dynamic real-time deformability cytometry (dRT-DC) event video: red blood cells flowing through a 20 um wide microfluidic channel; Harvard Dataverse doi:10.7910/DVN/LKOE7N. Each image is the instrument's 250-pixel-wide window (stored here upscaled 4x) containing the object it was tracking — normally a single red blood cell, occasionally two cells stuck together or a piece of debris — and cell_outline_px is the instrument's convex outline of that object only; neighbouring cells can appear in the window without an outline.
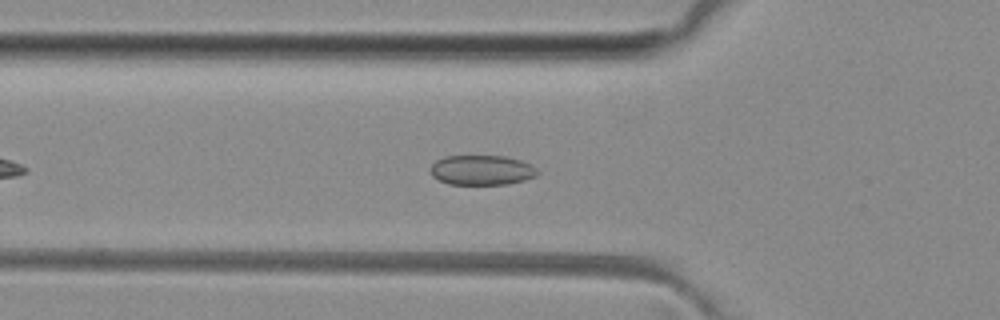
{"species": "common noctule bat (a hibernating species)", "species_latin": "Nyctalus noctula", "temperature_condition": "room temperature", "stored_images_in_passage": 42, "camera_frame_rate_fps": 3000, "um_per_image_px": 0.085, "animal": {"sex": "female", "body_mass_g": 29.2, "forearm_length_mm": 56.3}, "frame": {"image": 1, "passage_image": 8, "time_ms": 2.333, "image_size_px": [1000, 320], "cell_outline_px": [[540, 172], [536, 176], [524, 180], [508, 184], [448, 184], [432, 176], [432, 164], [436, 160], [444, 156], [504, 156], [520, 160], [532, 164]], "centroid_in_image_um": [40.98, 14.45], "position_along_channel_um": 84.8, "area_um2": 18.61}}
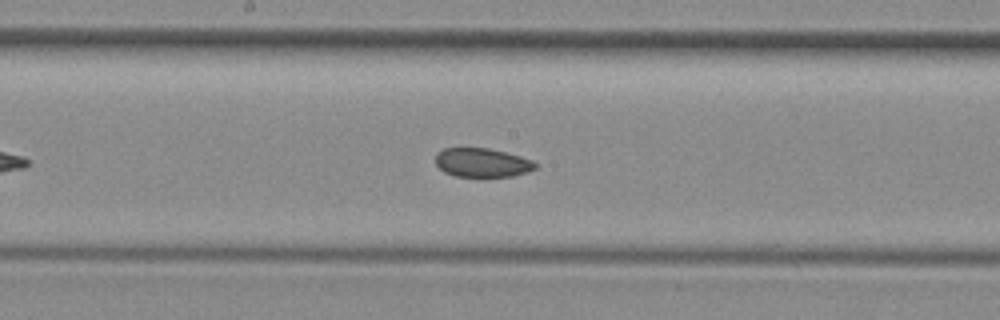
{"frame": {"image": 2, "passage_image": 17, "time_ms": 5.333, "image_size_px": [1000, 320], "cell_outline_px": [[536, 168], [528, 172], [512, 176], [484, 180], [480, 180], [456, 176], [444, 172], [436, 164], [436, 152], [444, 148], [488, 148], [520, 156], [532, 160], [536, 164]], "centroid_in_image_um": [40.97, 13.88], "position_along_channel_um": 207.2, "area_um2": 17.57}}
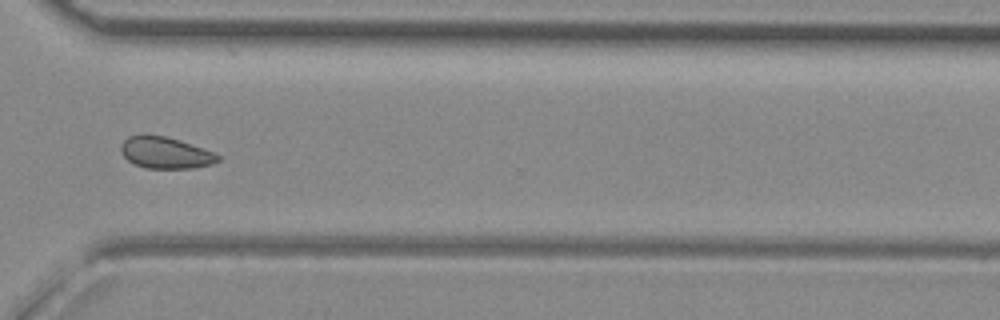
{"frame": {"image": 3, "passage_image": 28, "time_ms": 9.0, "image_size_px": [1000, 320], "cell_outline_px": [[220, 160], [212, 164], [196, 168], [144, 168], [128, 160], [120, 152], [120, 144], [128, 136], [164, 136], [180, 140], [212, 152], [220, 156]], "centroid_in_image_um": [14.06, 13.0], "position_along_channel_um": 356.5, "area_um2": 17.57}, "authors_computed_cell_mechanics": {"area_um2": 18.3804, "velocity_mm_per_s": 4.0711, "shape_relaxation_time_tau1_ms": null, "shape_relaxation_time_tau2_ms": 2.9213, "deformation_change_tau1": null, "deformation_change_tau2": 0.0581}}